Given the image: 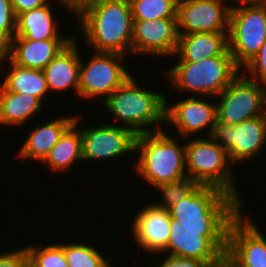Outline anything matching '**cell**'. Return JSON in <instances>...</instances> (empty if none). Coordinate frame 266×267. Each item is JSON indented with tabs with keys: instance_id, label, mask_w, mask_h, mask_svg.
<instances>
[{
	"instance_id": "6da1fadb",
	"label": "cell",
	"mask_w": 266,
	"mask_h": 267,
	"mask_svg": "<svg viewBox=\"0 0 266 267\" xmlns=\"http://www.w3.org/2000/svg\"><path fill=\"white\" fill-rule=\"evenodd\" d=\"M76 18L79 35L92 51L132 54L133 17L129 0L94 2L81 10L75 21Z\"/></svg>"
},
{
	"instance_id": "7a4b0ae2",
	"label": "cell",
	"mask_w": 266,
	"mask_h": 267,
	"mask_svg": "<svg viewBox=\"0 0 266 267\" xmlns=\"http://www.w3.org/2000/svg\"><path fill=\"white\" fill-rule=\"evenodd\" d=\"M187 233L228 236L230 223L243 211L242 204L223 190L198 185L188 196L168 209Z\"/></svg>"
},
{
	"instance_id": "3957f363",
	"label": "cell",
	"mask_w": 266,
	"mask_h": 267,
	"mask_svg": "<svg viewBox=\"0 0 266 267\" xmlns=\"http://www.w3.org/2000/svg\"><path fill=\"white\" fill-rule=\"evenodd\" d=\"M136 80L132 74L101 102L111 114L110 118L113 116L115 122L110 123L115 125L117 122L116 125L129 128L137 135L163 130L165 92L144 89Z\"/></svg>"
},
{
	"instance_id": "277c9868",
	"label": "cell",
	"mask_w": 266,
	"mask_h": 267,
	"mask_svg": "<svg viewBox=\"0 0 266 267\" xmlns=\"http://www.w3.org/2000/svg\"><path fill=\"white\" fill-rule=\"evenodd\" d=\"M165 130L138 134L135 141L133 171L149 185L156 187L163 183L187 177L185 144L178 142L179 136H171ZM175 137V138H174Z\"/></svg>"
},
{
	"instance_id": "5b68a950",
	"label": "cell",
	"mask_w": 266,
	"mask_h": 267,
	"mask_svg": "<svg viewBox=\"0 0 266 267\" xmlns=\"http://www.w3.org/2000/svg\"><path fill=\"white\" fill-rule=\"evenodd\" d=\"M241 69L227 49L222 55L198 62H176L166 69L165 77L175 91L189 92L198 97L218 96L239 74Z\"/></svg>"
},
{
	"instance_id": "8992f818",
	"label": "cell",
	"mask_w": 266,
	"mask_h": 267,
	"mask_svg": "<svg viewBox=\"0 0 266 267\" xmlns=\"http://www.w3.org/2000/svg\"><path fill=\"white\" fill-rule=\"evenodd\" d=\"M186 174L198 185L213 186L235 197L244 209L237 176L227 151L217 144L210 136L202 138L201 135L192 137L185 143ZM240 193V194H239Z\"/></svg>"
},
{
	"instance_id": "52a82bcc",
	"label": "cell",
	"mask_w": 266,
	"mask_h": 267,
	"mask_svg": "<svg viewBox=\"0 0 266 267\" xmlns=\"http://www.w3.org/2000/svg\"><path fill=\"white\" fill-rule=\"evenodd\" d=\"M266 41V2L233 5L229 15L228 50L242 69Z\"/></svg>"
},
{
	"instance_id": "ba28073f",
	"label": "cell",
	"mask_w": 266,
	"mask_h": 267,
	"mask_svg": "<svg viewBox=\"0 0 266 267\" xmlns=\"http://www.w3.org/2000/svg\"><path fill=\"white\" fill-rule=\"evenodd\" d=\"M91 54L87 60L80 56L78 97L85 101L97 98L101 104L133 73L124 65L128 57L123 54L94 51Z\"/></svg>"
},
{
	"instance_id": "9c48e42d",
	"label": "cell",
	"mask_w": 266,
	"mask_h": 267,
	"mask_svg": "<svg viewBox=\"0 0 266 267\" xmlns=\"http://www.w3.org/2000/svg\"><path fill=\"white\" fill-rule=\"evenodd\" d=\"M210 137L227 151L235 167L249 163L266 147V113L237 125L216 118Z\"/></svg>"
},
{
	"instance_id": "30bf717a",
	"label": "cell",
	"mask_w": 266,
	"mask_h": 267,
	"mask_svg": "<svg viewBox=\"0 0 266 267\" xmlns=\"http://www.w3.org/2000/svg\"><path fill=\"white\" fill-rule=\"evenodd\" d=\"M214 98H218L217 119L228 125H237L266 113V86L242 72Z\"/></svg>"
},
{
	"instance_id": "8fae6325",
	"label": "cell",
	"mask_w": 266,
	"mask_h": 267,
	"mask_svg": "<svg viewBox=\"0 0 266 267\" xmlns=\"http://www.w3.org/2000/svg\"><path fill=\"white\" fill-rule=\"evenodd\" d=\"M242 214L230 223L224 267H266V235L249 214Z\"/></svg>"
},
{
	"instance_id": "7c38bea8",
	"label": "cell",
	"mask_w": 266,
	"mask_h": 267,
	"mask_svg": "<svg viewBox=\"0 0 266 267\" xmlns=\"http://www.w3.org/2000/svg\"><path fill=\"white\" fill-rule=\"evenodd\" d=\"M83 127L80 126L83 162H106L115 158L117 162L119 157H129L132 153L134 155L137 134L131 129L105 121L103 124Z\"/></svg>"
},
{
	"instance_id": "4fadbf2b",
	"label": "cell",
	"mask_w": 266,
	"mask_h": 267,
	"mask_svg": "<svg viewBox=\"0 0 266 267\" xmlns=\"http://www.w3.org/2000/svg\"><path fill=\"white\" fill-rule=\"evenodd\" d=\"M209 97L198 98V96H187L173 104H169L170 96H165V127L172 125L176 128L180 138L184 137L185 141L189 137H197L196 135L202 131L203 136L209 137L216 115V102L207 100ZM195 134V135H194ZM193 135V136H192Z\"/></svg>"
},
{
	"instance_id": "5bb4252c",
	"label": "cell",
	"mask_w": 266,
	"mask_h": 267,
	"mask_svg": "<svg viewBox=\"0 0 266 267\" xmlns=\"http://www.w3.org/2000/svg\"><path fill=\"white\" fill-rule=\"evenodd\" d=\"M225 0H178V34L228 32L230 4Z\"/></svg>"
},
{
	"instance_id": "9a60e30c",
	"label": "cell",
	"mask_w": 266,
	"mask_h": 267,
	"mask_svg": "<svg viewBox=\"0 0 266 267\" xmlns=\"http://www.w3.org/2000/svg\"><path fill=\"white\" fill-rule=\"evenodd\" d=\"M227 238L187 233L178 220L171 218L168 246L161 254L202 260L210 267H224Z\"/></svg>"
},
{
	"instance_id": "2e32d148",
	"label": "cell",
	"mask_w": 266,
	"mask_h": 267,
	"mask_svg": "<svg viewBox=\"0 0 266 267\" xmlns=\"http://www.w3.org/2000/svg\"><path fill=\"white\" fill-rule=\"evenodd\" d=\"M178 35L177 18L133 20L132 55L173 59Z\"/></svg>"
},
{
	"instance_id": "e0dca14e",
	"label": "cell",
	"mask_w": 266,
	"mask_h": 267,
	"mask_svg": "<svg viewBox=\"0 0 266 267\" xmlns=\"http://www.w3.org/2000/svg\"><path fill=\"white\" fill-rule=\"evenodd\" d=\"M136 214L130 223V235L135 244L149 255L153 253V256H162L160 253L168 246L171 234L169 211L150 202L141 207Z\"/></svg>"
},
{
	"instance_id": "ac0fdd59",
	"label": "cell",
	"mask_w": 266,
	"mask_h": 267,
	"mask_svg": "<svg viewBox=\"0 0 266 267\" xmlns=\"http://www.w3.org/2000/svg\"><path fill=\"white\" fill-rule=\"evenodd\" d=\"M59 117V118H57ZM76 116H56L43 124H37L30 130L16 155L19 165L24 166L28 160L41 163L50 150L60 140L64 132L75 122Z\"/></svg>"
},
{
	"instance_id": "d6986e66",
	"label": "cell",
	"mask_w": 266,
	"mask_h": 267,
	"mask_svg": "<svg viewBox=\"0 0 266 267\" xmlns=\"http://www.w3.org/2000/svg\"><path fill=\"white\" fill-rule=\"evenodd\" d=\"M74 38L43 69L48 90L52 94L74 89L78 97L81 48Z\"/></svg>"
},
{
	"instance_id": "ffe728a7",
	"label": "cell",
	"mask_w": 266,
	"mask_h": 267,
	"mask_svg": "<svg viewBox=\"0 0 266 267\" xmlns=\"http://www.w3.org/2000/svg\"><path fill=\"white\" fill-rule=\"evenodd\" d=\"M73 39L28 40L13 37L10 60L21 67L43 70Z\"/></svg>"
},
{
	"instance_id": "44dd1931",
	"label": "cell",
	"mask_w": 266,
	"mask_h": 267,
	"mask_svg": "<svg viewBox=\"0 0 266 267\" xmlns=\"http://www.w3.org/2000/svg\"><path fill=\"white\" fill-rule=\"evenodd\" d=\"M51 4L53 5V3L46 4L42 7L18 14L14 37H23L28 40L36 41L47 39H74L77 37L75 35H61L63 33H60L61 31L59 30V19L57 21L55 17L56 14L53 11L54 8Z\"/></svg>"
},
{
	"instance_id": "7402d4cb",
	"label": "cell",
	"mask_w": 266,
	"mask_h": 267,
	"mask_svg": "<svg viewBox=\"0 0 266 267\" xmlns=\"http://www.w3.org/2000/svg\"><path fill=\"white\" fill-rule=\"evenodd\" d=\"M228 49V32H201L178 35L175 54L178 62H198L222 55Z\"/></svg>"
},
{
	"instance_id": "603a6c76",
	"label": "cell",
	"mask_w": 266,
	"mask_h": 267,
	"mask_svg": "<svg viewBox=\"0 0 266 267\" xmlns=\"http://www.w3.org/2000/svg\"><path fill=\"white\" fill-rule=\"evenodd\" d=\"M43 105L37 97L8 91L0 83V125L23 127L33 116L39 115Z\"/></svg>"
},
{
	"instance_id": "cb8c5ba5",
	"label": "cell",
	"mask_w": 266,
	"mask_h": 267,
	"mask_svg": "<svg viewBox=\"0 0 266 267\" xmlns=\"http://www.w3.org/2000/svg\"><path fill=\"white\" fill-rule=\"evenodd\" d=\"M80 115H76L75 122L64 132L60 140L50 150L46 158L41 162L46 164L49 171L54 173H64L72 166H75L77 162L83 163L82 158V137L80 132L81 124L79 119ZM78 125V126H77Z\"/></svg>"
},
{
	"instance_id": "d4e9b609",
	"label": "cell",
	"mask_w": 266,
	"mask_h": 267,
	"mask_svg": "<svg viewBox=\"0 0 266 267\" xmlns=\"http://www.w3.org/2000/svg\"><path fill=\"white\" fill-rule=\"evenodd\" d=\"M6 64V73L1 84L11 92L29 94L37 97L42 103L50 93L43 70L29 69L14 64L10 59Z\"/></svg>"
},
{
	"instance_id": "484cf974",
	"label": "cell",
	"mask_w": 266,
	"mask_h": 267,
	"mask_svg": "<svg viewBox=\"0 0 266 267\" xmlns=\"http://www.w3.org/2000/svg\"><path fill=\"white\" fill-rule=\"evenodd\" d=\"M63 243V252L69 267H111L109 258H105L91 243ZM109 260V261H108Z\"/></svg>"
},
{
	"instance_id": "4316f807",
	"label": "cell",
	"mask_w": 266,
	"mask_h": 267,
	"mask_svg": "<svg viewBox=\"0 0 266 267\" xmlns=\"http://www.w3.org/2000/svg\"><path fill=\"white\" fill-rule=\"evenodd\" d=\"M133 20L177 18L178 0H129Z\"/></svg>"
},
{
	"instance_id": "83f0119b",
	"label": "cell",
	"mask_w": 266,
	"mask_h": 267,
	"mask_svg": "<svg viewBox=\"0 0 266 267\" xmlns=\"http://www.w3.org/2000/svg\"><path fill=\"white\" fill-rule=\"evenodd\" d=\"M29 244L26 247L30 267H69L63 252V242L48 246Z\"/></svg>"
},
{
	"instance_id": "f1b7e54d",
	"label": "cell",
	"mask_w": 266,
	"mask_h": 267,
	"mask_svg": "<svg viewBox=\"0 0 266 267\" xmlns=\"http://www.w3.org/2000/svg\"><path fill=\"white\" fill-rule=\"evenodd\" d=\"M197 186L198 184L189 177H185L178 181L157 185L154 188L155 191L157 189L161 194V196L159 195L161 200L159 199L157 203L156 201L152 200V203L157 207L168 210L176 203L180 202L183 198L188 196Z\"/></svg>"
},
{
	"instance_id": "f546056e",
	"label": "cell",
	"mask_w": 266,
	"mask_h": 267,
	"mask_svg": "<svg viewBox=\"0 0 266 267\" xmlns=\"http://www.w3.org/2000/svg\"><path fill=\"white\" fill-rule=\"evenodd\" d=\"M241 72L247 78L266 86V41L258 53L241 69Z\"/></svg>"
},
{
	"instance_id": "4dcf8cb0",
	"label": "cell",
	"mask_w": 266,
	"mask_h": 267,
	"mask_svg": "<svg viewBox=\"0 0 266 267\" xmlns=\"http://www.w3.org/2000/svg\"><path fill=\"white\" fill-rule=\"evenodd\" d=\"M16 18L10 0H0V30L11 40L16 32Z\"/></svg>"
},
{
	"instance_id": "1f68e13d",
	"label": "cell",
	"mask_w": 266,
	"mask_h": 267,
	"mask_svg": "<svg viewBox=\"0 0 266 267\" xmlns=\"http://www.w3.org/2000/svg\"><path fill=\"white\" fill-rule=\"evenodd\" d=\"M28 265L29 257L24 245L10 252H0V267H28Z\"/></svg>"
},
{
	"instance_id": "d6a6232c",
	"label": "cell",
	"mask_w": 266,
	"mask_h": 267,
	"mask_svg": "<svg viewBox=\"0 0 266 267\" xmlns=\"http://www.w3.org/2000/svg\"><path fill=\"white\" fill-rule=\"evenodd\" d=\"M165 259L158 262L156 267H210L206 262L197 259L169 256L164 254ZM167 256V257H166Z\"/></svg>"
},
{
	"instance_id": "836d02e7",
	"label": "cell",
	"mask_w": 266,
	"mask_h": 267,
	"mask_svg": "<svg viewBox=\"0 0 266 267\" xmlns=\"http://www.w3.org/2000/svg\"><path fill=\"white\" fill-rule=\"evenodd\" d=\"M53 1L55 2V0ZM10 2L16 16L22 12H27L46 4L54 3L52 0H10Z\"/></svg>"
},
{
	"instance_id": "e575fe53",
	"label": "cell",
	"mask_w": 266,
	"mask_h": 267,
	"mask_svg": "<svg viewBox=\"0 0 266 267\" xmlns=\"http://www.w3.org/2000/svg\"><path fill=\"white\" fill-rule=\"evenodd\" d=\"M10 53L11 39L3 31L0 30V67L3 65L5 68V63L7 60H9Z\"/></svg>"
},
{
	"instance_id": "d590c367",
	"label": "cell",
	"mask_w": 266,
	"mask_h": 267,
	"mask_svg": "<svg viewBox=\"0 0 266 267\" xmlns=\"http://www.w3.org/2000/svg\"><path fill=\"white\" fill-rule=\"evenodd\" d=\"M66 7L65 9H68L71 14L74 15V17L87 5L91 4V0H55ZM73 12V13H72Z\"/></svg>"
},
{
	"instance_id": "8d00e7d4",
	"label": "cell",
	"mask_w": 266,
	"mask_h": 267,
	"mask_svg": "<svg viewBox=\"0 0 266 267\" xmlns=\"http://www.w3.org/2000/svg\"><path fill=\"white\" fill-rule=\"evenodd\" d=\"M233 2L236 5L238 4H251V3H263L266 2V0H228Z\"/></svg>"
},
{
	"instance_id": "74e56055",
	"label": "cell",
	"mask_w": 266,
	"mask_h": 267,
	"mask_svg": "<svg viewBox=\"0 0 266 267\" xmlns=\"http://www.w3.org/2000/svg\"><path fill=\"white\" fill-rule=\"evenodd\" d=\"M97 1H100V0H91V4L94 3V2H97Z\"/></svg>"
}]
</instances>
